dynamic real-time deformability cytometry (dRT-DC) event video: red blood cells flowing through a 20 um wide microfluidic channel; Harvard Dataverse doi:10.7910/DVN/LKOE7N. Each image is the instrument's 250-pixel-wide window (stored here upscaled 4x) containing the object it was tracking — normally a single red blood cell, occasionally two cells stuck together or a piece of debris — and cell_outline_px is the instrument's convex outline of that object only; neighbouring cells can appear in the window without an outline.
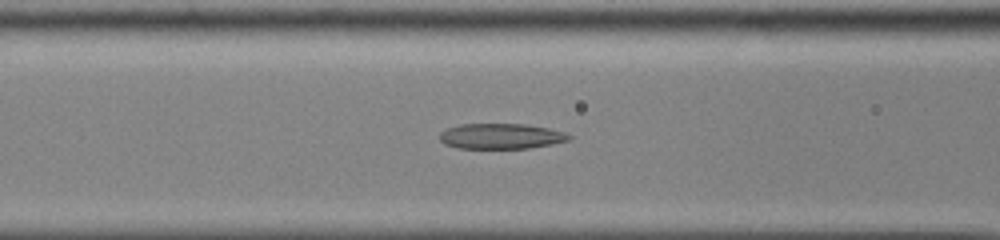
{"species": "common noctule bat (a hibernating species)", "species_latin": "Nyctalus noctula", "temperature_condition": "cold", "stored_images_in_passage": 54, "camera_frame_rate_fps": 3000, "um_per_image_px": 0.085, "animal": {"sex": "male", "body_mass_g": 13.0, "forearm_length_mm": 53.1}, "frame": {"image": 1, "passage_image": 24, "time_ms": 7.667, "image_size_px": [1000, 240], "cell_outline_px": [[572, 140], [552, 144], [528, 148], [456, 148], [444, 144], [440, 140], [440, 132], [448, 128], [460, 124], [524, 124], [548, 128], [564, 132], [572, 136]], "centroid_in_image_um": [42.6, 11.58], "position_along_channel_um": 124.0, "area_um2": 19.19}}
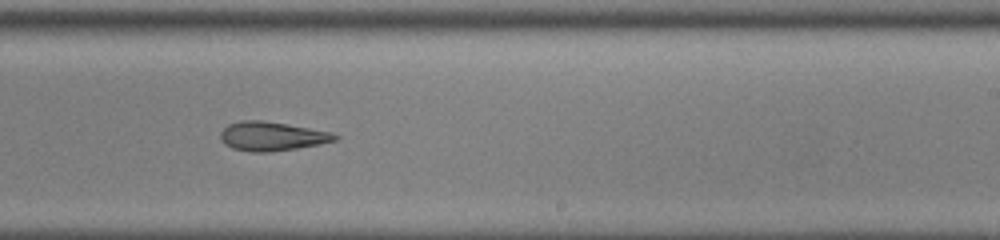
{"frame": {"image": 2, "passage_image": 35, "time_ms": 11.333, "image_size_px": [1000, 240], "cell_outline_px": [[340, 136], [336, 140], [320, 144], [272, 152], [252, 152], [232, 148], [224, 144], [220, 136], [220, 132], [228, 124], [240, 120], [260, 120], [288, 124], [332, 132]], "centroid_in_image_um": [23.11, 11.58], "position_along_channel_um": 265.9, "area_um2": 19.42}}
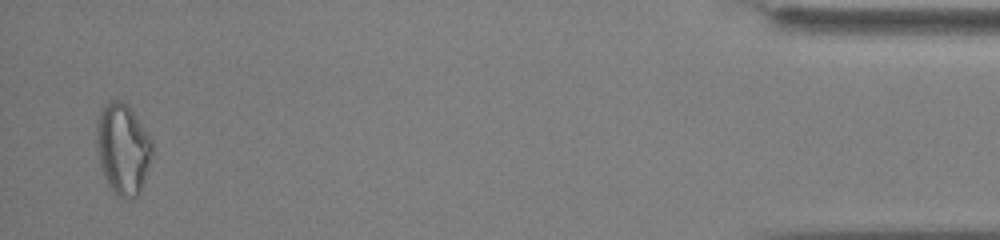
{"frame": {"image": 3, "passage_image": 53, "time_ms": 17.333, "image_size_px": [1000, 240], "cell_outline_px": [[152, 156], [140, 192], [136, 196], [124, 200], [116, 196], [112, 192], [104, 176], [100, 164], [96, 144], [96, 124], [100, 112], [104, 104], [112, 100], [120, 100], [128, 104], [152, 140]], "centroid_in_image_um": [10.43, 12.66], "position_along_channel_um": 424.8, "area_um2": 29.65}, "authors_computed_cell_mechanics": {"area_um2": 22.3975, "velocity_mm_per_s": 3.8796, "shape_relaxation_time_tau1_ms": null, "shape_relaxation_time_tau2_ms": 5.4896, "deformation_change_tau1": null, "deformation_change_tau2": 0.1689}}